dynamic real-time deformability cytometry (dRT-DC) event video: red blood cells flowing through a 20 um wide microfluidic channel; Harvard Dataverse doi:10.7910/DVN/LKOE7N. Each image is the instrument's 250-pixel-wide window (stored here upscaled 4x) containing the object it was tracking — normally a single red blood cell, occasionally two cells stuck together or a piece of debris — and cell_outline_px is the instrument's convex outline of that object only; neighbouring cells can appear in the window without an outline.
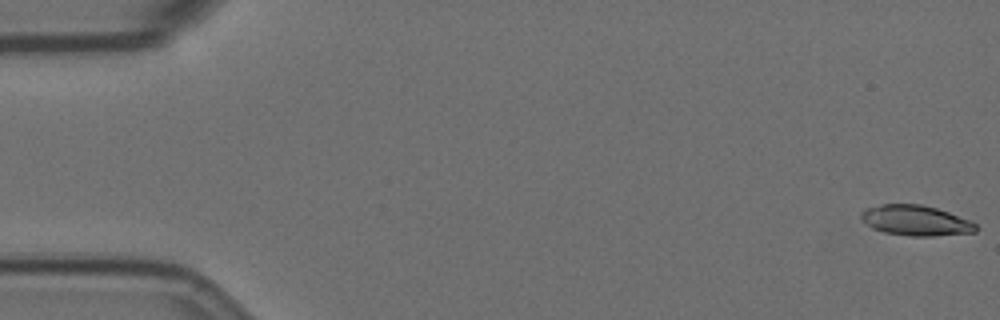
{"species": "Egyptian fruit bat (a non-hibernating species)", "species_latin": "Rousettus aegyptiacus", "temperature_condition": "room temperature", "stored_images_in_passage": 41, "camera_frame_rate_fps": 3000, "um_per_image_px": 0.085, "animal": {"sex": "female"}, "frame": {"image": 1, "passage_image": 1, "time_ms": 0.0, "image_size_px": [1000, 320], "cell_outline_px": [[976, 232], [936, 236], [912, 236], [884, 232], [872, 228], [860, 216], [860, 212], [864, 208], [880, 204], [920, 204], [936, 208], [972, 220], [976, 224]], "centroid_in_image_um": [77.84, 18.73], "position_along_channel_um": 7.2, "area_um2": 20.35}}
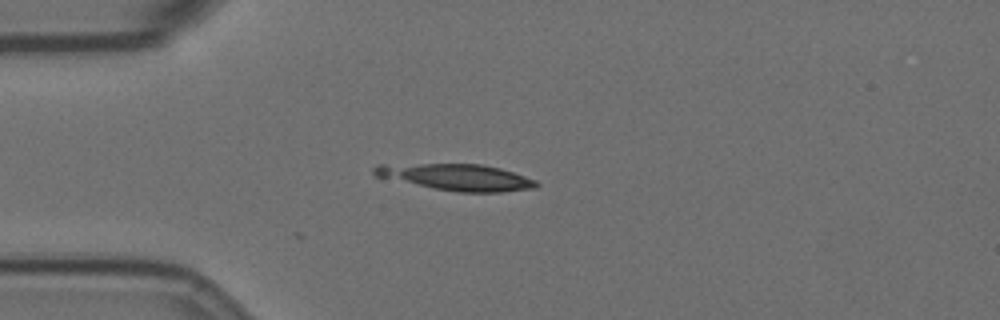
{"frame": {"image": 2, "passage_image": 15, "time_ms": 4.667, "image_size_px": [1000, 320], "cell_outline_px": [[540, 184], [536, 188], [504, 192], [456, 192], [432, 188], [376, 176], [372, 172], [372, 168], [376, 164], [480, 164], [500, 168], [536, 180]], "centroid_in_image_um": [38.81, 15.06], "position_along_channel_um": 46.2, "area_um2": 24.97}}